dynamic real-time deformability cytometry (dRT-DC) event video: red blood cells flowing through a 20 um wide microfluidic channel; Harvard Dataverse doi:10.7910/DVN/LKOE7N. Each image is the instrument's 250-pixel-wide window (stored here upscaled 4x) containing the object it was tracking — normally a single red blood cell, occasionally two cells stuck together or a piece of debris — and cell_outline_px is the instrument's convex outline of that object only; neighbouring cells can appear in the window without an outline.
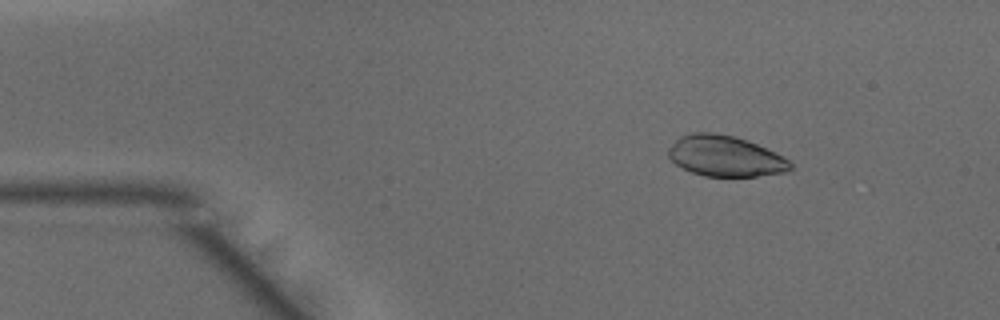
{"species": "common noctule bat (a hibernating species)", "species_latin": "Nyctalus noctula", "temperature_condition": "warm", "stored_images_in_passage": 19, "camera_frame_rate_fps": 3000, "um_per_image_px": 0.085, "animal": {"sex": "male", "body_mass_g": 15.6}, "frame": {"image": 1, "passage_image": 2, "time_ms": 0.333, "image_size_px": [1000, 320], "cell_outline_px": [[792, 168], [784, 172], [756, 176], [704, 176], [692, 172], [676, 164], [668, 156], [668, 148], [680, 136], [688, 132], [716, 132], [736, 136], [748, 140], [788, 160], [792, 164]], "centroid_in_image_um": [61.59, 13.25], "position_along_channel_um": 23.4, "area_um2": 28.78}}
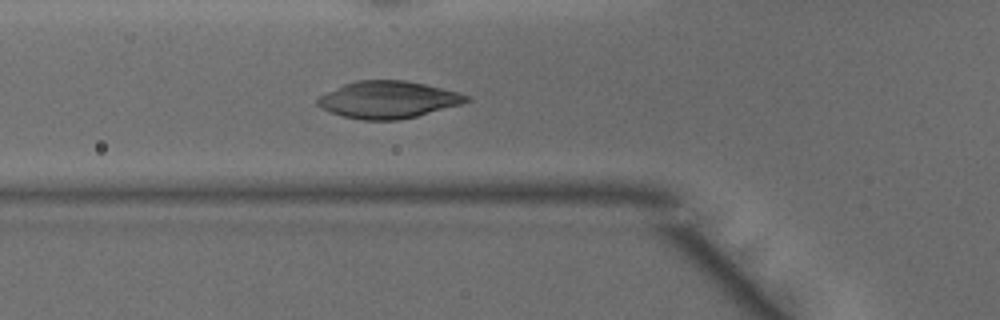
{"frame": {"image": 2, "passage_image": 12, "time_ms": 3.667, "image_size_px": [1000, 320], "cell_outline_px": [[472, 100], [460, 104], [416, 116], [396, 120], [360, 120], [344, 116], [320, 108], [316, 104], [316, 100], [320, 96], [344, 84], [356, 80], [404, 80], [424, 84], [460, 92], [468, 96]], "centroid_in_image_um": [32.98, 8.47], "position_along_channel_um": 92.8, "area_um2": 31.91}}
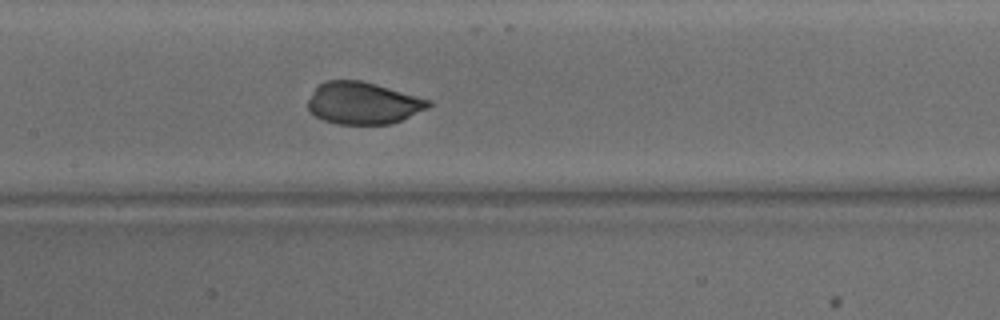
{"frame": {"image": 3, "passage_image": 18, "time_ms": 5.667, "image_size_px": [1000, 320], "cell_outline_px": [[432, 104], [428, 108], [392, 124], [340, 124], [324, 120], [316, 116], [308, 108], [308, 100], [312, 92], [320, 84], [328, 80], [360, 80], [376, 84], [432, 100]], "centroid_in_image_um": [30.88, 8.76], "position_along_channel_um": 176.5, "area_um2": 29.42}}